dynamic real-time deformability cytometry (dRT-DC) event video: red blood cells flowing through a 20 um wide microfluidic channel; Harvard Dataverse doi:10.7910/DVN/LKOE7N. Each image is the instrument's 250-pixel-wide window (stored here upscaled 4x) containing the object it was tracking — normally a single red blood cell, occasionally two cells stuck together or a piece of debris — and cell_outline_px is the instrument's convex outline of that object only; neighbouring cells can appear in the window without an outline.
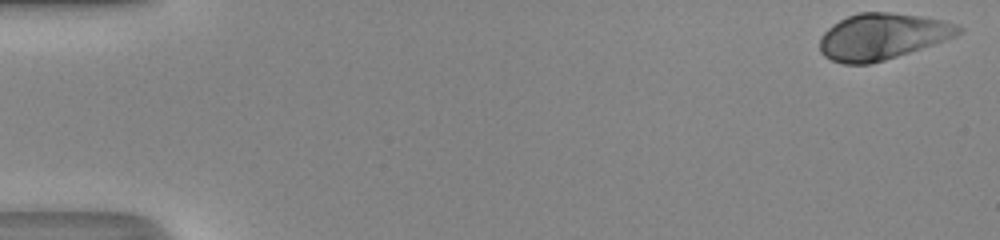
{"species": "human", "species_latin": "Homo sapiens", "temperature_condition": "room temperature", "stored_images_in_passage": 15, "camera_frame_rate_fps": 3000, "um_per_image_px": 0.085, "donor": {"sex": "male"}, "frame": {"image": 1, "passage_image": 1, "time_ms": 0.0, "image_size_px": [1000, 240], "cell_outline_px": [[964, 28], [956, 36], [884, 60], [868, 64], [844, 64], [832, 60], [824, 56], [820, 52], [820, 36], [832, 24], [848, 16], [860, 12], [888, 12], [924, 16], [944, 20], [960, 24]], "centroid_in_image_um": [74.99, 3.08], "position_along_channel_um": 10.0, "area_um2": 37.28}}